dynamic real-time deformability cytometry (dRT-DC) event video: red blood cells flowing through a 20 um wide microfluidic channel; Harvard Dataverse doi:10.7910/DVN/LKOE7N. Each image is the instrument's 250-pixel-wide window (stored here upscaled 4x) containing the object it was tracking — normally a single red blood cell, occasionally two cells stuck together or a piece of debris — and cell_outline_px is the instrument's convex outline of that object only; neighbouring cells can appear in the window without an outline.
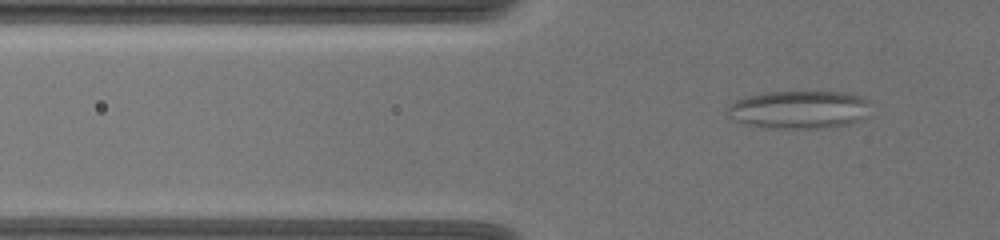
{"species": "common noctule bat (a hibernating species)", "species_latin": "Nyctalus noctula", "temperature_condition": "warm", "stored_images_in_passage": 63, "camera_frame_rate_fps": 3000, "um_per_image_px": 0.085, "animal": {"sex": "female", "body_mass_g": 19.5, "forearm_length_mm": 54.1}, "frame": {"image": 1, "passage_image": 24, "time_ms": 7.667, "image_size_px": [1000, 240], "cell_outline_px": [[868, 104], [860, 116], [856, 120], [848, 124], [828, 128], [764, 128], [744, 124], [736, 120], [728, 112], [728, 108], [736, 100], [748, 96], [768, 92], [844, 92], [860, 96], [868, 100]], "centroid_in_image_um": [67.87, 9.32], "position_along_channel_um": 57.9, "area_um2": 31.04}}
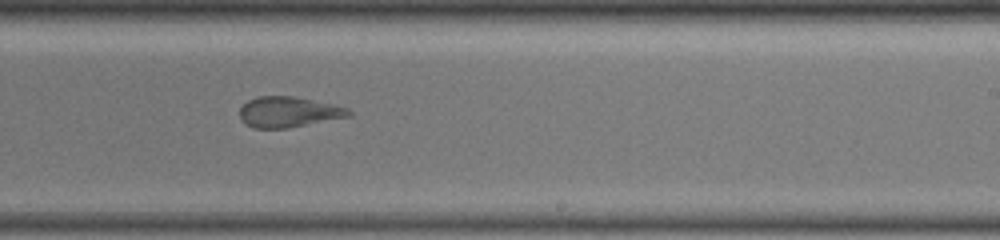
{"frame": {"image": 2, "passage_image": 43, "time_ms": 14.0, "image_size_px": [1000, 240], "cell_outline_px": [[352, 116], [288, 128], [252, 128], [240, 120], [240, 108], [248, 100], [256, 96], [296, 96], [336, 104], [348, 108], [352, 112]], "centroid_in_image_um": [24.55, 9.51], "position_along_channel_um": 264.4, "area_um2": 19.77}}
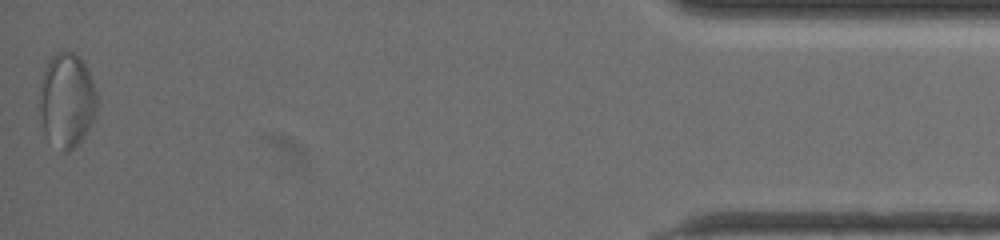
{"frame": {"image": 3, "passage_image": 63, "time_ms": 20.667, "image_size_px": [1000, 240], "cell_outline_px": [[96, 108], [92, 120], [84, 136], [68, 152], [64, 152], [48, 140], [44, 132], [40, 112], [40, 88], [44, 68], [48, 60], [56, 52], [76, 52], [80, 56], [88, 68], [96, 92]], "centroid_in_image_um": [5.67, 8.48], "position_along_channel_um": 429.5, "area_um2": 31.44}, "authors_computed_cell_mechanics": {"area_um2": 28.3798, "velocity_mm_per_s": 3.5718, "shape_relaxation_time_tau1_ms": null, "shape_relaxation_time_tau2_ms": 1.5754, "deformation_change_tau1": null, "deformation_change_tau2": 0.0971}}